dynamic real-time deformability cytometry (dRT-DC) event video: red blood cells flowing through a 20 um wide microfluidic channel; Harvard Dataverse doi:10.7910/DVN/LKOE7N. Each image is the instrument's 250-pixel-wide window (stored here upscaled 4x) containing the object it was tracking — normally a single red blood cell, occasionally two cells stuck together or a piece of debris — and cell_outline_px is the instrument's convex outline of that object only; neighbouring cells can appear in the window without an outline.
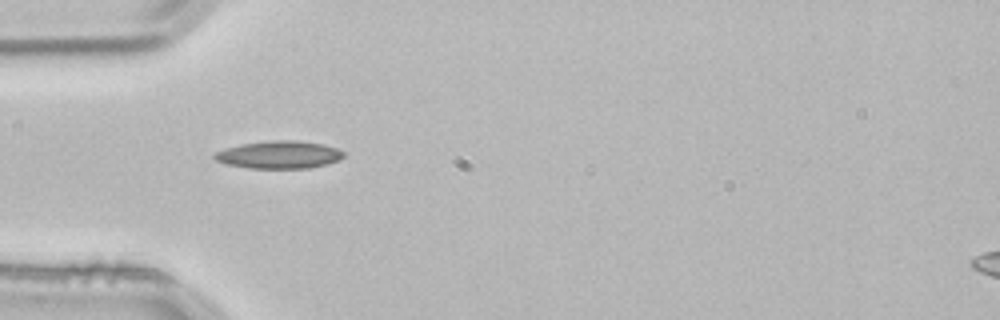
{"species": "common noctule bat (a hibernating species)", "species_latin": "Nyctalus noctula", "temperature_condition": "room temperature", "stored_images_in_passage": 1, "camera_frame_rate_fps": 3000, "um_per_image_px": 0.085, "animal": {"sex": "male", "body_mass_g": 21.5, "forearm_length_mm": 52.0}, "frame": {"image": 1, "passage_image": 1, "time_ms": 0.0, "image_size_px": [1000, 320], "cell_outline_px": [[344, 156], [340, 160], [328, 164], [308, 168], [248, 168], [224, 164], [216, 160], [212, 156], [216, 152], [240, 144], [272, 140], [296, 140], [324, 144], [336, 148], [344, 152]], "centroid_in_image_um": [23.74, 13.15], "position_along_channel_um": 61.3, "area_um2": 20.87}}